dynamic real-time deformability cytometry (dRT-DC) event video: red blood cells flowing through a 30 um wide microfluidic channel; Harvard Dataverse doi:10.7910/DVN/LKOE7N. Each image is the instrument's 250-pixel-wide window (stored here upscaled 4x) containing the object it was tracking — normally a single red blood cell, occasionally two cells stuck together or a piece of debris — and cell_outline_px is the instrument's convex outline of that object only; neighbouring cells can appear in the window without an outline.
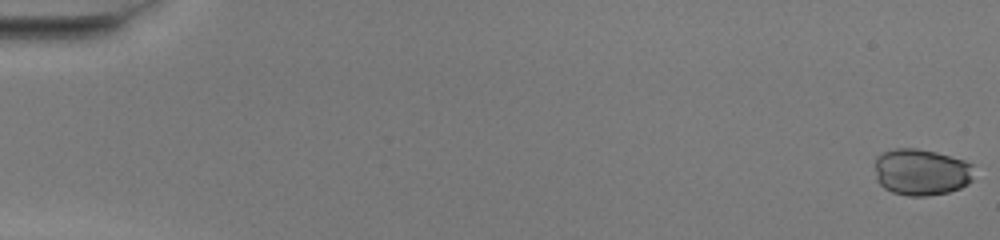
{"species": "common noctule bat (a hibernating species)", "species_latin": "Nyctalus noctula", "temperature_condition": "warm", "stored_images_in_passage": 52, "camera_frame_rate_fps": 3000, "um_per_image_px": 0.085, "animal": {"sex": "female", "body_mass_g": 20.0, "forearm_length_mm": 54.0}, "frame": {"image": 1, "passage_image": 1, "time_ms": 0.0, "image_size_px": [1000, 240], "cell_outline_px": [[972, 180], [968, 184], [960, 188], [948, 192], [928, 196], [908, 196], [892, 192], [884, 188], [876, 180], [876, 156], [884, 152], [896, 148], [916, 148], [936, 152], [964, 160], [972, 164]], "centroid_in_image_um": [78.3, 14.63], "position_along_channel_um": 6.7, "area_um2": 26.99}}
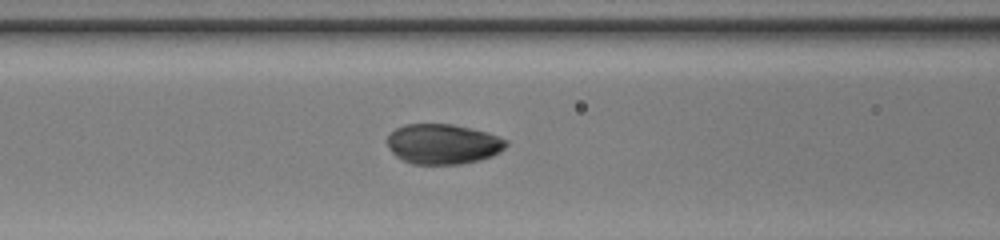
{"frame": {"image": 2, "passage_image": 23, "time_ms": 7.333, "image_size_px": [1000, 240], "cell_outline_px": [[508, 144], [500, 152], [492, 156], [480, 160], [460, 164], [412, 164], [400, 160], [392, 152], [388, 144], [388, 132], [404, 124], [452, 124], [488, 132], [500, 136], [508, 140]], "centroid_in_image_um": [37.66, 12.24], "position_along_channel_um": 128.9, "area_um2": 28.09}}
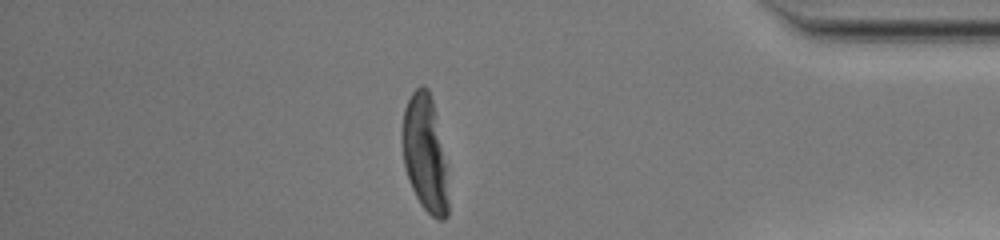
{"frame": {"image": 3, "passage_image": 45, "time_ms": 14.667, "image_size_px": [1000, 240], "cell_outline_px": [[448, 216], [444, 220], [436, 220], [420, 204], [412, 188], [404, 164], [400, 140], [400, 136], [404, 108], [412, 92], [420, 84], [424, 84], [428, 88], [432, 100], [444, 164], [448, 200]], "centroid_in_image_um": [36.06, 13.04], "position_along_channel_um": 399.1, "area_um2": 30.69}, "authors_computed_cell_mechanics": {"area_um2": 29.1601, "velocity_mm_per_s": 4.093, "shape_relaxation_time_tau1_ms": 2.9647, "shape_relaxation_time_tau2_ms": null, "deformation_change_tau1": 0.1134, "deformation_change_tau2": null}}